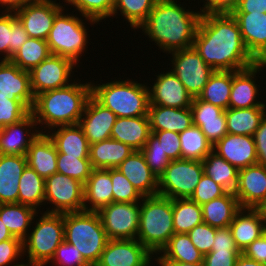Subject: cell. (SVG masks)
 Returning <instances> with one entry per match:
<instances>
[{"mask_svg":"<svg viewBox=\"0 0 266 266\" xmlns=\"http://www.w3.org/2000/svg\"><path fill=\"white\" fill-rule=\"evenodd\" d=\"M193 47L215 71H239L258 62L247 50L230 12H203Z\"/></svg>","mask_w":266,"mask_h":266,"instance_id":"cell-1","label":"cell"},{"mask_svg":"<svg viewBox=\"0 0 266 266\" xmlns=\"http://www.w3.org/2000/svg\"><path fill=\"white\" fill-rule=\"evenodd\" d=\"M178 1L157 0L146 21L138 28L149 42H154L160 53L169 54L193 47L203 13L199 8L201 4L194 10L185 1Z\"/></svg>","mask_w":266,"mask_h":266,"instance_id":"cell-2","label":"cell"},{"mask_svg":"<svg viewBox=\"0 0 266 266\" xmlns=\"http://www.w3.org/2000/svg\"><path fill=\"white\" fill-rule=\"evenodd\" d=\"M76 77L66 87L46 91L35 97L31 113L41 133L57 126L79 124L92 96V86L91 82H85L84 79L81 81L77 75Z\"/></svg>","mask_w":266,"mask_h":266,"instance_id":"cell-3","label":"cell"},{"mask_svg":"<svg viewBox=\"0 0 266 266\" xmlns=\"http://www.w3.org/2000/svg\"><path fill=\"white\" fill-rule=\"evenodd\" d=\"M112 80H90L92 96L117 117L148 116L150 98L148 80L140 83L137 79L125 77ZM120 79V80H119ZM137 80V81H136ZM103 81V83H102ZM96 82V83H95ZM99 83V84H98Z\"/></svg>","mask_w":266,"mask_h":266,"instance_id":"cell-4","label":"cell"},{"mask_svg":"<svg viewBox=\"0 0 266 266\" xmlns=\"http://www.w3.org/2000/svg\"><path fill=\"white\" fill-rule=\"evenodd\" d=\"M69 11V8L64 7L56 15L46 41L52 55L67 57L83 67L81 66L83 65L81 58L85 56L84 53L91 44L89 41L91 39L90 31H88L90 27L87 24L95 27L99 23L78 12L72 11L70 13Z\"/></svg>","mask_w":266,"mask_h":266,"instance_id":"cell-5","label":"cell"},{"mask_svg":"<svg viewBox=\"0 0 266 266\" xmlns=\"http://www.w3.org/2000/svg\"><path fill=\"white\" fill-rule=\"evenodd\" d=\"M174 234L172 199L159 194L143 196L137 240L157 256Z\"/></svg>","mask_w":266,"mask_h":266,"instance_id":"cell-6","label":"cell"},{"mask_svg":"<svg viewBox=\"0 0 266 266\" xmlns=\"http://www.w3.org/2000/svg\"><path fill=\"white\" fill-rule=\"evenodd\" d=\"M32 224L23 240L25 263L31 266H47L57 247L64 241L63 214L41 211L34 216Z\"/></svg>","mask_w":266,"mask_h":266,"instance_id":"cell-7","label":"cell"},{"mask_svg":"<svg viewBox=\"0 0 266 266\" xmlns=\"http://www.w3.org/2000/svg\"><path fill=\"white\" fill-rule=\"evenodd\" d=\"M63 222L64 240L77 248L91 266H95L109 240L98 213H64Z\"/></svg>","mask_w":266,"mask_h":266,"instance_id":"cell-8","label":"cell"},{"mask_svg":"<svg viewBox=\"0 0 266 266\" xmlns=\"http://www.w3.org/2000/svg\"><path fill=\"white\" fill-rule=\"evenodd\" d=\"M203 174L202 161L172 160L158 178V194L170 199L190 198Z\"/></svg>","mask_w":266,"mask_h":266,"instance_id":"cell-9","label":"cell"},{"mask_svg":"<svg viewBox=\"0 0 266 266\" xmlns=\"http://www.w3.org/2000/svg\"><path fill=\"white\" fill-rule=\"evenodd\" d=\"M45 206L46 213L64 214L84 211V184L56 172L45 179V198L42 209H45Z\"/></svg>","mask_w":266,"mask_h":266,"instance_id":"cell-10","label":"cell"},{"mask_svg":"<svg viewBox=\"0 0 266 266\" xmlns=\"http://www.w3.org/2000/svg\"><path fill=\"white\" fill-rule=\"evenodd\" d=\"M167 56L169 69L178 77L192 98H197L215 70L205 63L194 47L173 51Z\"/></svg>","mask_w":266,"mask_h":266,"instance_id":"cell-11","label":"cell"},{"mask_svg":"<svg viewBox=\"0 0 266 266\" xmlns=\"http://www.w3.org/2000/svg\"><path fill=\"white\" fill-rule=\"evenodd\" d=\"M76 68L80 69V66L73 60L51 54L29 72L33 95L36 97L43 92L68 86L77 79L74 78V72H78Z\"/></svg>","mask_w":266,"mask_h":266,"instance_id":"cell-12","label":"cell"},{"mask_svg":"<svg viewBox=\"0 0 266 266\" xmlns=\"http://www.w3.org/2000/svg\"><path fill=\"white\" fill-rule=\"evenodd\" d=\"M97 213L109 240L137 239L140 202H112Z\"/></svg>","mask_w":266,"mask_h":266,"instance_id":"cell-13","label":"cell"},{"mask_svg":"<svg viewBox=\"0 0 266 266\" xmlns=\"http://www.w3.org/2000/svg\"><path fill=\"white\" fill-rule=\"evenodd\" d=\"M58 1H27L14 11L29 37L47 40L54 18L65 7L63 0Z\"/></svg>","mask_w":266,"mask_h":266,"instance_id":"cell-14","label":"cell"},{"mask_svg":"<svg viewBox=\"0 0 266 266\" xmlns=\"http://www.w3.org/2000/svg\"><path fill=\"white\" fill-rule=\"evenodd\" d=\"M266 70L262 62H257L251 67L239 71H232V88L230 93L229 108L266 107V99L261 96L264 88L260 86L263 80H258L261 72ZM261 81V82H260ZM259 84V85H258ZM260 87L263 88L260 89ZM260 91V92H259ZM262 101H260V98ZM265 101V102H263Z\"/></svg>","mask_w":266,"mask_h":266,"instance_id":"cell-15","label":"cell"},{"mask_svg":"<svg viewBox=\"0 0 266 266\" xmlns=\"http://www.w3.org/2000/svg\"><path fill=\"white\" fill-rule=\"evenodd\" d=\"M166 71H158L154 74L153 82L148 85L150 105H160L173 108H188L191 107L193 98L188 93L185 86L179 81L178 77L171 69L163 68Z\"/></svg>","mask_w":266,"mask_h":266,"instance_id":"cell-16","label":"cell"},{"mask_svg":"<svg viewBox=\"0 0 266 266\" xmlns=\"http://www.w3.org/2000/svg\"><path fill=\"white\" fill-rule=\"evenodd\" d=\"M153 255L137 240H108L95 266H143Z\"/></svg>","mask_w":266,"mask_h":266,"instance_id":"cell-17","label":"cell"},{"mask_svg":"<svg viewBox=\"0 0 266 266\" xmlns=\"http://www.w3.org/2000/svg\"><path fill=\"white\" fill-rule=\"evenodd\" d=\"M40 133L34 115L30 112L18 123L0 129V154L26 155Z\"/></svg>","mask_w":266,"mask_h":266,"instance_id":"cell-18","label":"cell"},{"mask_svg":"<svg viewBox=\"0 0 266 266\" xmlns=\"http://www.w3.org/2000/svg\"><path fill=\"white\" fill-rule=\"evenodd\" d=\"M117 116L91 96L85 106L79 125L83 129L88 143L92 144L111 138V132Z\"/></svg>","mask_w":266,"mask_h":266,"instance_id":"cell-19","label":"cell"},{"mask_svg":"<svg viewBox=\"0 0 266 266\" xmlns=\"http://www.w3.org/2000/svg\"><path fill=\"white\" fill-rule=\"evenodd\" d=\"M0 96L20 100L31 111L35 96L31 89L30 73L11 61H0Z\"/></svg>","mask_w":266,"mask_h":266,"instance_id":"cell-20","label":"cell"},{"mask_svg":"<svg viewBox=\"0 0 266 266\" xmlns=\"http://www.w3.org/2000/svg\"><path fill=\"white\" fill-rule=\"evenodd\" d=\"M213 151L238 170L257 164L253 136L227 133L213 145Z\"/></svg>","mask_w":266,"mask_h":266,"instance_id":"cell-21","label":"cell"},{"mask_svg":"<svg viewBox=\"0 0 266 266\" xmlns=\"http://www.w3.org/2000/svg\"><path fill=\"white\" fill-rule=\"evenodd\" d=\"M234 195L241 208H255L266 197V166L255 164L240 169Z\"/></svg>","mask_w":266,"mask_h":266,"instance_id":"cell-22","label":"cell"},{"mask_svg":"<svg viewBox=\"0 0 266 266\" xmlns=\"http://www.w3.org/2000/svg\"><path fill=\"white\" fill-rule=\"evenodd\" d=\"M190 108L193 125L200 128L212 145L228 133L224 109L198 98H193Z\"/></svg>","mask_w":266,"mask_h":266,"instance_id":"cell-23","label":"cell"},{"mask_svg":"<svg viewBox=\"0 0 266 266\" xmlns=\"http://www.w3.org/2000/svg\"><path fill=\"white\" fill-rule=\"evenodd\" d=\"M231 14L237 20L247 50L262 62L266 58V13Z\"/></svg>","mask_w":266,"mask_h":266,"instance_id":"cell-24","label":"cell"},{"mask_svg":"<svg viewBox=\"0 0 266 266\" xmlns=\"http://www.w3.org/2000/svg\"><path fill=\"white\" fill-rule=\"evenodd\" d=\"M142 196L158 194V178L146 163L140 150H134L116 167Z\"/></svg>","mask_w":266,"mask_h":266,"instance_id":"cell-25","label":"cell"},{"mask_svg":"<svg viewBox=\"0 0 266 266\" xmlns=\"http://www.w3.org/2000/svg\"><path fill=\"white\" fill-rule=\"evenodd\" d=\"M229 227L241 253L266 232V223L254 208H241Z\"/></svg>","mask_w":266,"mask_h":266,"instance_id":"cell-26","label":"cell"},{"mask_svg":"<svg viewBox=\"0 0 266 266\" xmlns=\"http://www.w3.org/2000/svg\"><path fill=\"white\" fill-rule=\"evenodd\" d=\"M26 166V155L0 154V204L18 203L19 180Z\"/></svg>","mask_w":266,"mask_h":266,"instance_id":"cell-27","label":"cell"},{"mask_svg":"<svg viewBox=\"0 0 266 266\" xmlns=\"http://www.w3.org/2000/svg\"><path fill=\"white\" fill-rule=\"evenodd\" d=\"M111 168L93 169L84 184V211L97 212L113 202Z\"/></svg>","mask_w":266,"mask_h":266,"instance_id":"cell-28","label":"cell"},{"mask_svg":"<svg viewBox=\"0 0 266 266\" xmlns=\"http://www.w3.org/2000/svg\"><path fill=\"white\" fill-rule=\"evenodd\" d=\"M57 149L47 133H40L28 148L27 165L46 179L57 172Z\"/></svg>","mask_w":266,"mask_h":266,"instance_id":"cell-29","label":"cell"},{"mask_svg":"<svg viewBox=\"0 0 266 266\" xmlns=\"http://www.w3.org/2000/svg\"><path fill=\"white\" fill-rule=\"evenodd\" d=\"M148 117L151 131L183 132L193 124L191 108H173L149 105Z\"/></svg>","mask_w":266,"mask_h":266,"instance_id":"cell-30","label":"cell"},{"mask_svg":"<svg viewBox=\"0 0 266 266\" xmlns=\"http://www.w3.org/2000/svg\"><path fill=\"white\" fill-rule=\"evenodd\" d=\"M151 134L148 116L118 117L113 125L111 138L141 150Z\"/></svg>","mask_w":266,"mask_h":266,"instance_id":"cell-31","label":"cell"},{"mask_svg":"<svg viewBox=\"0 0 266 266\" xmlns=\"http://www.w3.org/2000/svg\"><path fill=\"white\" fill-rule=\"evenodd\" d=\"M46 133L54 142L58 154L89 156L90 144L79 124L57 126Z\"/></svg>","mask_w":266,"mask_h":266,"instance_id":"cell-32","label":"cell"},{"mask_svg":"<svg viewBox=\"0 0 266 266\" xmlns=\"http://www.w3.org/2000/svg\"><path fill=\"white\" fill-rule=\"evenodd\" d=\"M133 151L129 145L110 138L90 144L89 160L93 169L116 168Z\"/></svg>","mask_w":266,"mask_h":266,"instance_id":"cell-33","label":"cell"},{"mask_svg":"<svg viewBox=\"0 0 266 266\" xmlns=\"http://www.w3.org/2000/svg\"><path fill=\"white\" fill-rule=\"evenodd\" d=\"M203 222L214 228L228 227L241 209L234 192H226L202 206Z\"/></svg>","mask_w":266,"mask_h":266,"instance_id":"cell-34","label":"cell"},{"mask_svg":"<svg viewBox=\"0 0 266 266\" xmlns=\"http://www.w3.org/2000/svg\"><path fill=\"white\" fill-rule=\"evenodd\" d=\"M34 208L20 203L0 204V219L13 237L24 240L31 229Z\"/></svg>","mask_w":266,"mask_h":266,"instance_id":"cell-35","label":"cell"},{"mask_svg":"<svg viewBox=\"0 0 266 266\" xmlns=\"http://www.w3.org/2000/svg\"><path fill=\"white\" fill-rule=\"evenodd\" d=\"M266 114V107L228 108L225 110L227 131L235 135L253 136Z\"/></svg>","mask_w":266,"mask_h":266,"instance_id":"cell-36","label":"cell"},{"mask_svg":"<svg viewBox=\"0 0 266 266\" xmlns=\"http://www.w3.org/2000/svg\"><path fill=\"white\" fill-rule=\"evenodd\" d=\"M157 257L162 262L203 263L204 256L188 234H174Z\"/></svg>","mask_w":266,"mask_h":266,"instance_id":"cell-37","label":"cell"},{"mask_svg":"<svg viewBox=\"0 0 266 266\" xmlns=\"http://www.w3.org/2000/svg\"><path fill=\"white\" fill-rule=\"evenodd\" d=\"M45 179L28 165L19 180L18 203L30 206L38 212L44 211ZM43 205V206H42Z\"/></svg>","mask_w":266,"mask_h":266,"instance_id":"cell-38","label":"cell"},{"mask_svg":"<svg viewBox=\"0 0 266 266\" xmlns=\"http://www.w3.org/2000/svg\"><path fill=\"white\" fill-rule=\"evenodd\" d=\"M204 174L211 177L227 192H234L239 170L213 150L202 160Z\"/></svg>","mask_w":266,"mask_h":266,"instance_id":"cell-39","label":"cell"},{"mask_svg":"<svg viewBox=\"0 0 266 266\" xmlns=\"http://www.w3.org/2000/svg\"><path fill=\"white\" fill-rule=\"evenodd\" d=\"M231 88L232 71H214L197 98L227 110L229 108Z\"/></svg>","mask_w":266,"mask_h":266,"instance_id":"cell-40","label":"cell"},{"mask_svg":"<svg viewBox=\"0 0 266 266\" xmlns=\"http://www.w3.org/2000/svg\"><path fill=\"white\" fill-rule=\"evenodd\" d=\"M156 2L157 0H115L114 11L109 22L121 15L123 22L128 23L129 28L133 29L136 35L137 32H141L138 28L146 21Z\"/></svg>","mask_w":266,"mask_h":266,"instance_id":"cell-41","label":"cell"},{"mask_svg":"<svg viewBox=\"0 0 266 266\" xmlns=\"http://www.w3.org/2000/svg\"><path fill=\"white\" fill-rule=\"evenodd\" d=\"M172 211L175 234H188L203 223L202 207L190 198L172 199Z\"/></svg>","mask_w":266,"mask_h":266,"instance_id":"cell-42","label":"cell"},{"mask_svg":"<svg viewBox=\"0 0 266 266\" xmlns=\"http://www.w3.org/2000/svg\"><path fill=\"white\" fill-rule=\"evenodd\" d=\"M181 159L202 161L212 150L213 145L196 125L179 133Z\"/></svg>","mask_w":266,"mask_h":266,"instance_id":"cell-43","label":"cell"},{"mask_svg":"<svg viewBox=\"0 0 266 266\" xmlns=\"http://www.w3.org/2000/svg\"><path fill=\"white\" fill-rule=\"evenodd\" d=\"M50 55L46 40L29 37L10 61L20 69L30 72Z\"/></svg>","mask_w":266,"mask_h":266,"instance_id":"cell-44","label":"cell"},{"mask_svg":"<svg viewBox=\"0 0 266 266\" xmlns=\"http://www.w3.org/2000/svg\"><path fill=\"white\" fill-rule=\"evenodd\" d=\"M64 6L73 7L74 11L87 18L96 20L99 24L112 18L115 0H63ZM103 20V21H102Z\"/></svg>","mask_w":266,"mask_h":266,"instance_id":"cell-45","label":"cell"},{"mask_svg":"<svg viewBox=\"0 0 266 266\" xmlns=\"http://www.w3.org/2000/svg\"><path fill=\"white\" fill-rule=\"evenodd\" d=\"M57 172L69 176L85 184L93 167L89 156H67V154L57 155Z\"/></svg>","mask_w":266,"mask_h":266,"instance_id":"cell-46","label":"cell"},{"mask_svg":"<svg viewBox=\"0 0 266 266\" xmlns=\"http://www.w3.org/2000/svg\"><path fill=\"white\" fill-rule=\"evenodd\" d=\"M111 181L113 202H141L143 196L117 168H111Z\"/></svg>","mask_w":266,"mask_h":266,"instance_id":"cell-47","label":"cell"},{"mask_svg":"<svg viewBox=\"0 0 266 266\" xmlns=\"http://www.w3.org/2000/svg\"><path fill=\"white\" fill-rule=\"evenodd\" d=\"M146 160L147 165L151 171L159 178L165 171V168L169 165L171 160L167 154L160 148V142L151 133L148 137L147 143L140 150Z\"/></svg>","mask_w":266,"mask_h":266,"instance_id":"cell-48","label":"cell"},{"mask_svg":"<svg viewBox=\"0 0 266 266\" xmlns=\"http://www.w3.org/2000/svg\"><path fill=\"white\" fill-rule=\"evenodd\" d=\"M31 111L20 101L0 96V129L18 123Z\"/></svg>","mask_w":266,"mask_h":266,"instance_id":"cell-49","label":"cell"},{"mask_svg":"<svg viewBox=\"0 0 266 266\" xmlns=\"http://www.w3.org/2000/svg\"><path fill=\"white\" fill-rule=\"evenodd\" d=\"M49 266H91L79 250L65 240L57 247Z\"/></svg>","mask_w":266,"mask_h":266,"instance_id":"cell-50","label":"cell"},{"mask_svg":"<svg viewBox=\"0 0 266 266\" xmlns=\"http://www.w3.org/2000/svg\"><path fill=\"white\" fill-rule=\"evenodd\" d=\"M226 192L227 191L211 177L203 174L190 199L202 206L215 198L223 196Z\"/></svg>","mask_w":266,"mask_h":266,"instance_id":"cell-51","label":"cell"},{"mask_svg":"<svg viewBox=\"0 0 266 266\" xmlns=\"http://www.w3.org/2000/svg\"><path fill=\"white\" fill-rule=\"evenodd\" d=\"M24 264L22 240L13 237L0 242V266H22Z\"/></svg>","mask_w":266,"mask_h":266,"instance_id":"cell-52","label":"cell"},{"mask_svg":"<svg viewBox=\"0 0 266 266\" xmlns=\"http://www.w3.org/2000/svg\"><path fill=\"white\" fill-rule=\"evenodd\" d=\"M216 229L207 223L196 225L188 232L191 242L203 256L211 252L215 240Z\"/></svg>","mask_w":266,"mask_h":266,"instance_id":"cell-53","label":"cell"},{"mask_svg":"<svg viewBox=\"0 0 266 266\" xmlns=\"http://www.w3.org/2000/svg\"><path fill=\"white\" fill-rule=\"evenodd\" d=\"M12 38V12L0 11V61H10Z\"/></svg>","mask_w":266,"mask_h":266,"instance_id":"cell-54","label":"cell"},{"mask_svg":"<svg viewBox=\"0 0 266 266\" xmlns=\"http://www.w3.org/2000/svg\"><path fill=\"white\" fill-rule=\"evenodd\" d=\"M160 142V148L168 158L172 160L181 159V145L179 133L173 131H151Z\"/></svg>","mask_w":266,"mask_h":266,"instance_id":"cell-55","label":"cell"},{"mask_svg":"<svg viewBox=\"0 0 266 266\" xmlns=\"http://www.w3.org/2000/svg\"><path fill=\"white\" fill-rule=\"evenodd\" d=\"M240 251H211L203 258V266H235Z\"/></svg>","mask_w":266,"mask_h":266,"instance_id":"cell-56","label":"cell"},{"mask_svg":"<svg viewBox=\"0 0 266 266\" xmlns=\"http://www.w3.org/2000/svg\"><path fill=\"white\" fill-rule=\"evenodd\" d=\"M211 251H239L229 226L216 229L215 240Z\"/></svg>","mask_w":266,"mask_h":266,"instance_id":"cell-57","label":"cell"},{"mask_svg":"<svg viewBox=\"0 0 266 266\" xmlns=\"http://www.w3.org/2000/svg\"><path fill=\"white\" fill-rule=\"evenodd\" d=\"M253 138L256 147L257 164L266 166V114L262 118Z\"/></svg>","mask_w":266,"mask_h":266,"instance_id":"cell-58","label":"cell"},{"mask_svg":"<svg viewBox=\"0 0 266 266\" xmlns=\"http://www.w3.org/2000/svg\"><path fill=\"white\" fill-rule=\"evenodd\" d=\"M242 254L249 259L266 264V232L251 243Z\"/></svg>","mask_w":266,"mask_h":266,"instance_id":"cell-59","label":"cell"},{"mask_svg":"<svg viewBox=\"0 0 266 266\" xmlns=\"http://www.w3.org/2000/svg\"><path fill=\"white\" fill-rule=\"evenodd\" d=\"M12 28H13V38H12V44H10V60L12 56L20 49V47L29 38L27 32L22 26V23L16 17L14 12H12Z\"/></svg>","mask_w":266,"mask_h":266,"instance_id":"cell-60","label":"cell"},{"mask_svg":"<svg viewBox=\"0 0 266 266\" xmlns=\"http://www.w3.org/2000/svg\"><path fill=\"white\" fill-rule=\"evenodd\" d=\"M199 2L202 4V12H231L238 0H198V5Z\"/></svg>","mask_w":266,"mask_h":266,"instance_id":"cell-61","label":"cell"},{"mask_svg":"<svg viewBox=\"0 0 266 266\" xmlns=\"http://www.w3.org/2000/svg\"><path fill=\"white\" fill-rule=\"evenodd\" d=\"M266 13V0H238L230 13Z\"/></svg>","mask_w":266,"mask_h":266,"instance_id":"cell-62","label":"cell"},{"mask_svg":"<svg viewBox=\"0 0 266 266\" xmlns=\"http://www.w3.org/2000/svg\"><path fill=\"white\" fill-rule=\"evenodd\" d=\"M27 1L29 0H0V11L14 12Z\"/></svg>","mask_w":266,"mask_h":266,"instance_id":"cell-63","label":"cell"},{"mask_svg":"<svg viewBox=\"0 0 266 266\" xmlns=\"http://www.w3.org/2000/svg\"><path fill=\"white\" fill-rule=\"evenodd\" d=\"M235 266H266L264 263H259L255 260L245 257L242 253L237 257Z\"/></svg>","mask_w":266,"mask_h":266,"instance_id":"cell-64","label":"cell"},{"mask_svg":"<svg viewBox=\"0 0 266 266\" xmlns=\"http://www.w3.org/2000/svg\"><path fill=\"white\" fill-rule=\"evenodd\" d=\"M12 238H13L12 234L9 232L5 224L0 219V242Z\"/></svg>","mask_w":266,"mask_h":266,"instance_id":"cell-65","label":"cell"},{"mask_svg":"<svg viewBox=\"0 0 266 266\" xmlns=\"http://www.w3.org/2000/svg\"><path fill=\"white\" fill-rule=\"evenodd\" d=\"M254 209L266 223V197Z\"/></svg>","mask_w":266,"mask_h":266,"instance_id":"cell-66","label":"cell"},{"mask_svg":"<svg viewBox=\"0 0 266 266\" xmlns=\"http://www.w3.org/2000/svg\"><path fill=\"white\" fill-rule=\"evenodd\" d=\"M165 266H203V263L163 262Z\"/></svg>","mask_w":266,"mask_h":266,"instance_id":"cell-67","label":"cell"},{"mask_svg":"<svg viewBox=\"0 0 266 266\" xmlns=\"http://www.w3.org/2000/svg\"><path fill=\"white\" fill-rule=\"evenodd\" d=\"M157 263V264H156ZM154 264V265H153ZM165 266L164 263L157 257L153 256L150 260H148L143 266Z\"/></svg>","mask_w":266,"mask_h":266,"instance_id":"cell-68","label":"cell"},{"mask_svg":"<svg viewBox=\"0 0 266 266\" xmlns=\"http://www.w3.org/2000/svg\"><path fill=\"white\" fill-rule=\"evenodd\" d=\"M262 63L265 65L266 67V58L262 61Z\"/></svg>","mask_w":266,"mask_h":266,"instance_id":"cell-69","label":"cell"}]
</instances>
